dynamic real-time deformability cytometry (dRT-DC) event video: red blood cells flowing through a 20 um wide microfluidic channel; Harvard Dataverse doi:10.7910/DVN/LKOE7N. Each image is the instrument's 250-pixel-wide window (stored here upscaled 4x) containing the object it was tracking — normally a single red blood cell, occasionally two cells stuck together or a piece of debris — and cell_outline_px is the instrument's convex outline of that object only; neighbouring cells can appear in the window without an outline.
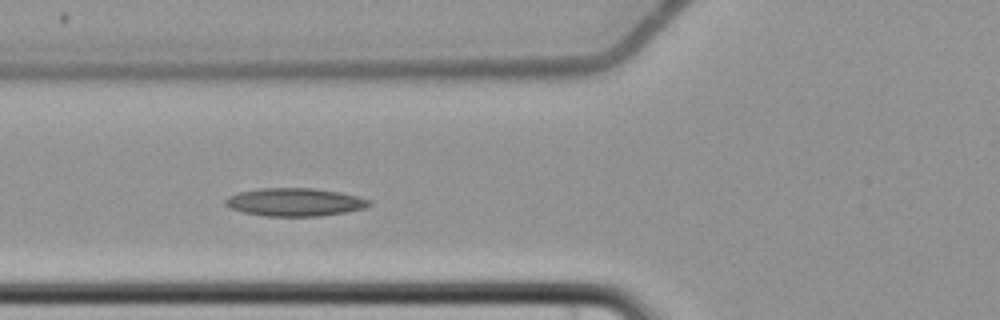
{"species": "common noctule bat (a hibernating species)", "species_latin": "Nyctalus noctula", "temperature_condition": "cold", "stored_images_in_passage": 6, "camera_frame_rate_fps": 3000, "um_per_image_px": 0.085, "animal": {"sex": "female", "body_mass_g": 22.7, "forearm_length_mm": 54.2}, "frame": {"image": 1, "passage_image": 5, "time_ms": 5.0, "image_size_px": [1000, 320], "cell_outline_px": [[372, 204], [364, 208], [348, 212], [320, 216], [264, 216], [244, 212], [232, 208], [224, 204], [224, 200], [228, 196], [240, 192], [260, 188], [312, 188], [340, 192], [372, 200]], "centroid_in_image_um": [25.08, 17.18], "position_along_channel_um": 100.7, "area_um2": 23.52}}
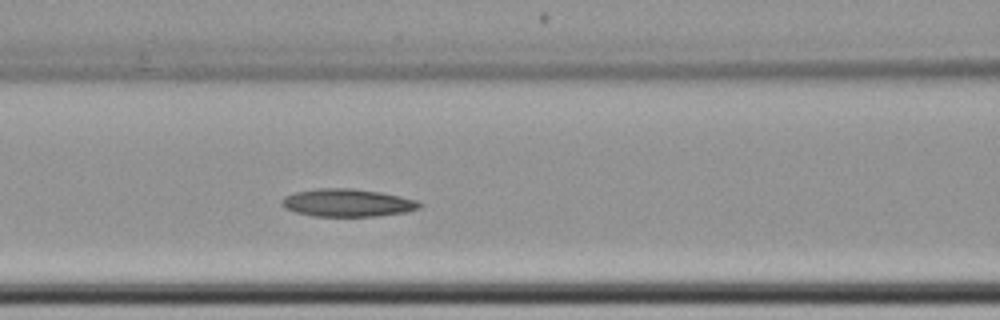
{"frame": {"image": 2, "passage_image": 6, "time_ms": 6.0, "image_size_px": [1000, 320], "cell_outline_px": [[424, 204], [420, 208], [404, 212], [376, 216], [312, 216], [296, 212], [284, 208], [280, 204], [280, 200], [284, 196], [296, 192], [316, 188], [352, 188], [380, 192], [400, 196], [416, 200]], "centroid_in_image_um": [29.5, 17.23], "position_along_channel_um": 137.1, "area_um2": 22.37}}